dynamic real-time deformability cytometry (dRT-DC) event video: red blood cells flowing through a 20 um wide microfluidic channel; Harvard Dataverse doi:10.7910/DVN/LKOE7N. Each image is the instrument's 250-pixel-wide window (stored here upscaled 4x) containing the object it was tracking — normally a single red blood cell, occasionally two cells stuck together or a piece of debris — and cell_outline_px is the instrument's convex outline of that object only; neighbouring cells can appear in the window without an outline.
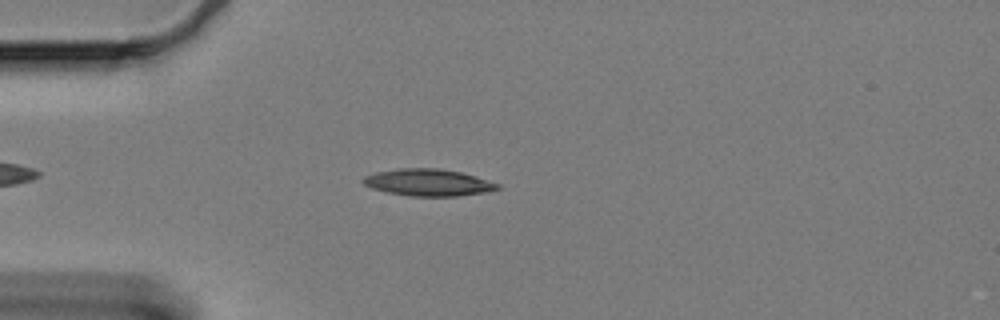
{"species": "Egyptian fruit bat (a non-hibernating species)", "species_latin": "Rousettus aegyptiacus", "temperature_condition": "cold", "stored_images_in_passage": 50, "camera_frame_rate_fps": 3000, "um_per_image_px": 0.085, "animal": {"sex": "female"}, "frame": {"image": 1, "passage_image": 10, "time_ms": 3.0, "image_size_px": [1000, 320], "cell_outline_px": [[500, 188], [484, 192], [456, 196], [408, 196], [388, 192], [372, 188], [364, 184], [360, 180], [364, 176], [376, 172], [396, 168], [440, 168], [460, 172], [476, 176], [500, 184]], "centroid_in_image_um": [36.37, 15.5], "position_along_channel_um": 48.6, "area_um2": 21.1}}
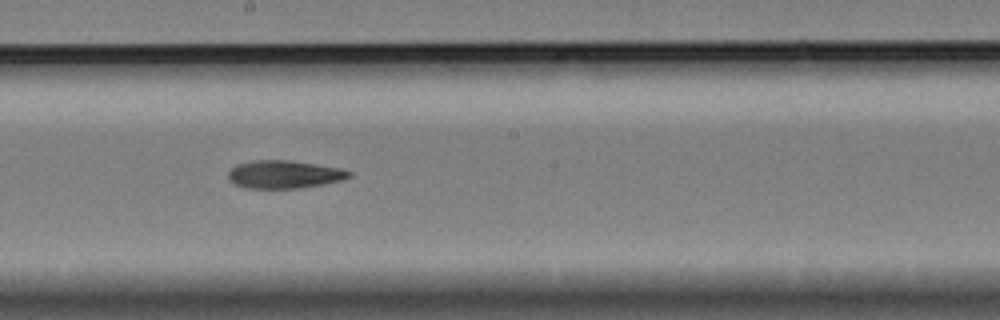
{"frame": {"image": 2, "passage_image": 27, "time_ms": 8.667, "image_size_px": [1000, 320], "cell_outline_px": [[352, 176], [340, 180], [324, 184], [300, 188], [244, 188], [228, 180], [228, 172], [236, 164], [252, 160], [288, 160], [340, 168], [352, 172]], "centroid_in_image_um": [24.13, 14.82], "position_along_channel_um": 224.1, "area_um2": 19.65}}
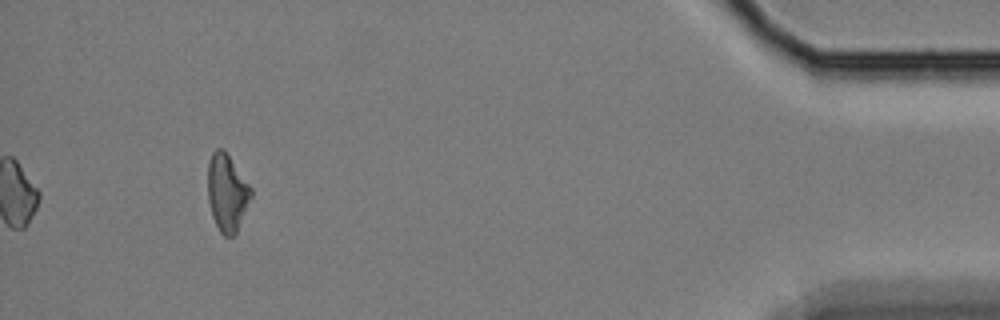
{"frame": {"image": 3, "passage_image": 50, "time_ms": 16.333, "image_size_px": [1000, 320], "cell_outline_px": [[252, 196], [236, 232], [232, 236], [224, 236], [220, 232], [212, 216], [208, 200], [208, 160], [212, 152], [216, 148], [224, 148], [252, 188]], "centroid_in_image_um": [19.29, 16.33], "position_along_channel_um": 415.9, "area_um2": 19.48}}